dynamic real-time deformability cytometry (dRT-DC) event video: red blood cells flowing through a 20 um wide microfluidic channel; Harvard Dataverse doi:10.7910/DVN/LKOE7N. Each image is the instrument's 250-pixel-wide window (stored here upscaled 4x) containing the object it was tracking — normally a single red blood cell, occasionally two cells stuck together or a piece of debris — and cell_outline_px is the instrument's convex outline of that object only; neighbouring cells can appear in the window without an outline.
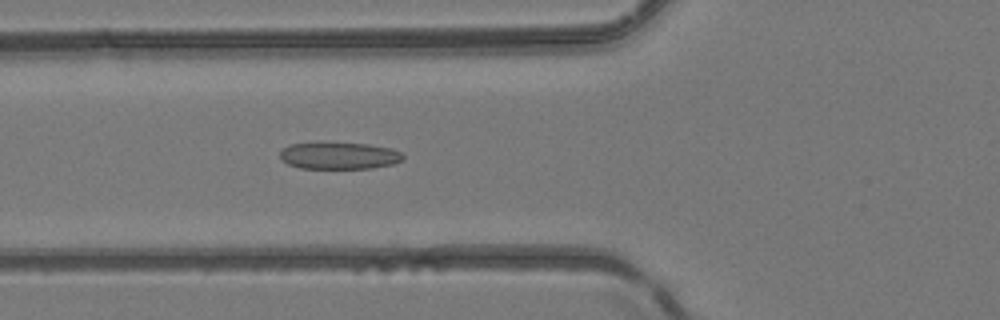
{"species": "common noctule bat (a hibernating species)", "species_latin": "Nyctalus noctula", "temperature_condition": "room temperature", "stored_images_in_passage": 9, "camera_frame_rate_fps": 3000, "um_per_image_px": 0.085, "animal": {"sex": "female", "body_mass_g": 24.6, "forearm_length_mm": 56.2}, "frame": {"image": 1, "passage_image": 3, "time_ms": 0.667, "image_size_px": [1000, 320], "cell_outline_px": [[404, 160], [392, 164], [372, 168], [300, 168], [288, 164], [280, 160], [280, 152], [284, 148], [292, 144], [368, 144], [392, 148], [400, 152], [404, 156]], "centroid_in_image_um": [28.86, 13.26], "position_along_channel_um": 96.9, "area_um2": 18.9}}
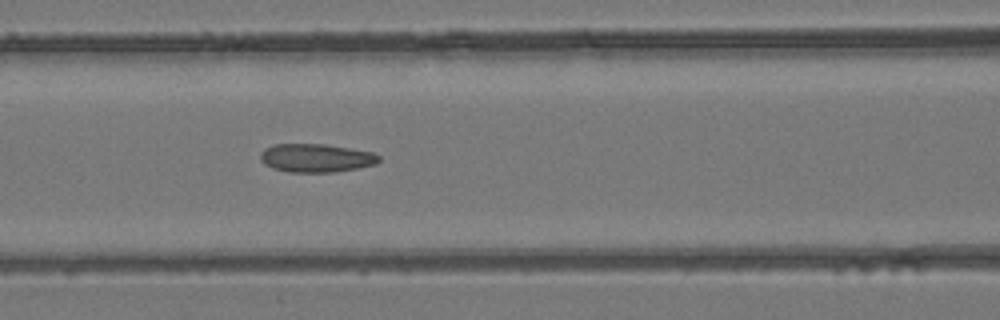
{"frame": {"image": 2, "passage_image": 6, "time_ms": 1.667, "image_size_px": [1000, 320], "cell_outline_px": [[380, 160], [376, 164], [356, 168], [332, 172], [288, 172], [272, 168], [264, 164], [260, 160], [260, 152], [264, 148], [276, 144], [324, 144], [372, 152], [380, 156]], "centroid_in_image_um": [26.83, 13.43], "position_along_channel_um": 139.8, "area_um2": 19.59}}
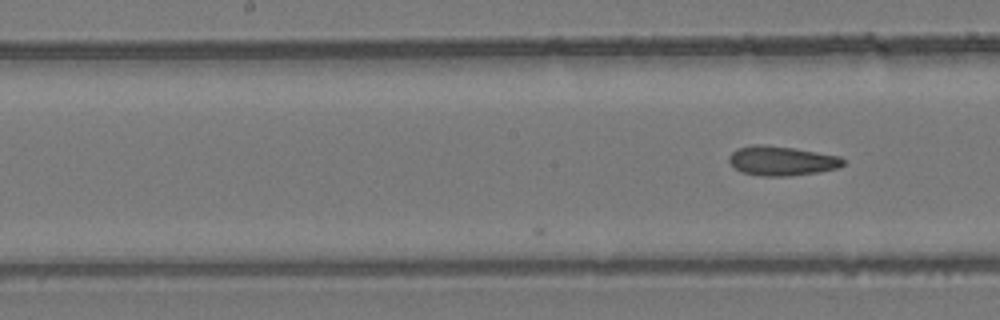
{"frame": {"image": 3, "passage_image": 9, "time_ms": 2.667, "image_size_px": [1000, 320], "cell_outline_px": [[844, 164], [836, 168], [816, 172], [788, 176], [760, 176], [740, 172], [728, 160], [728, 156], [736, 148], [752, 144], [760, 144], [796, 148], [840, 156], [844, 160]], "centroid_in_image_um": [66.4, 13.66], "position_along_channel_um": 181.8, "area_um2": 19.65}}